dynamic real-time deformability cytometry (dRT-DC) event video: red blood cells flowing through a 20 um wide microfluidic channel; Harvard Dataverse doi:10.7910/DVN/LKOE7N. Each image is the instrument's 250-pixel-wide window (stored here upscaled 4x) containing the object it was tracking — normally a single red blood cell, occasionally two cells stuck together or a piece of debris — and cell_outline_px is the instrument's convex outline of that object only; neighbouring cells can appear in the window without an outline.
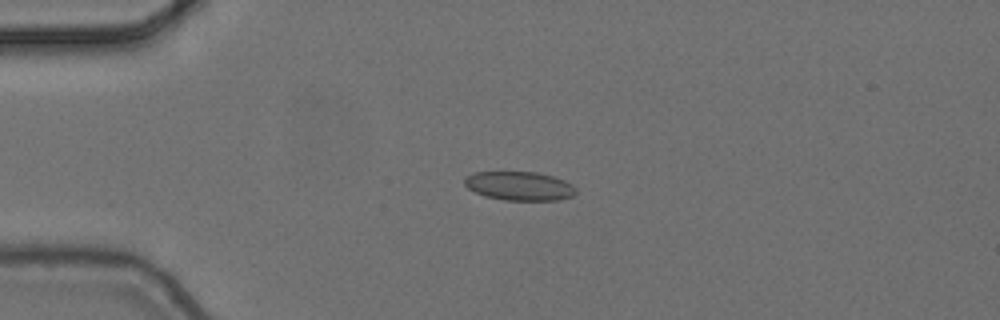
{"species": "common noctule bat (a hibernating species)", "species_latin": "Nyctalus noctula", "temperature_condition": "cold", "stored_images_in_passage": 6, "camera_frame_rate_fps": 3000, "um_per_image_px": 0.085, "animal": {"sex": "female", "body_mass_g": 24.6, "forearm_length_mm": 56.2}, "frame": {"image": 1, "passage_image": 4, "time_ms": 1.0, "image_size_px": [1000, 320], "cell_outline_px": [[576, 192], [572, 196], [556, 200], [504, 200], [484, 196], [468, 188], [464, 184], [464, 176], [472, 172], [536, 172], [552, 176], [564, 180], [572, 184], [576, 188]], "centroid_in_image_um": [44.12, 15.8], "position_along_channel_um": 40.9, "area_um2": 18.79}}
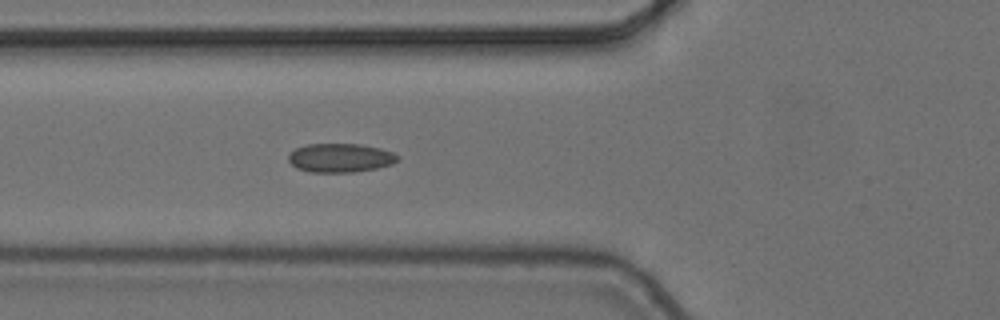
{"frame": {"image": 2, "passage_image": 6, "time_ms": 1.667, "image_size_px": [1000, 320], "cell_outline_px": [[400, 160], [392, 164], [376, 168], [352, 172], [308, 172], [296, 168], [288, 160], [288, 156], [296, 148], [308, 144], [360, 144], [380, 148], [392, 152], [400, 156]], "centroid_in_image_um": [28.94, 13.42], "position_along_channel_um": 96.9, "area_um2": 18.38}}